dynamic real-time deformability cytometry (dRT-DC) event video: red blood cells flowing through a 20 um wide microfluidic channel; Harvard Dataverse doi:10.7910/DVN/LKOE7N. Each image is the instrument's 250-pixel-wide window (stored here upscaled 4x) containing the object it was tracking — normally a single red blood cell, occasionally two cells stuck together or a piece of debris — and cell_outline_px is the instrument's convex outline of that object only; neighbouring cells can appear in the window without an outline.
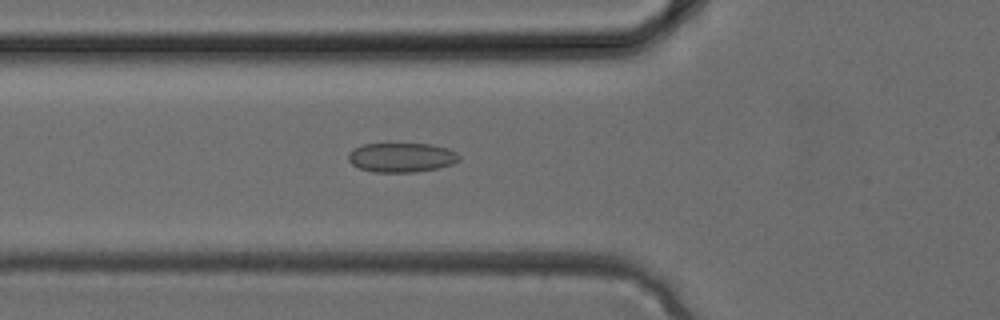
{"species": "common noctule bat (a hibernating species)", "species_latin": "Nyctalus noctula", "temperature_condition": "cold", "stored_images_in_passage": 31, "camera_frame_rate_fps": 3000, "um_per_image_px": 0.085, "animal": {"sex": "female", "body_mass_g": 24.6, "forearm_length_mm": 56.2}, "frame": {"image": 1, "passage_image": 12, "time_ms": 3.667, "image_size_px": [1000, 320], "cell_outline_px": [[460, 160], [452, 164], [436, 168], [416, 172], [372, 172], [360, 168], [352, 164], [348, 160], [348, 152], [352, 148], [364, 144], [432, 144], [448, 148], [456, 152], [460, 156]], "centroid_in_image_um": [34.12, 13.38], "position_along_channel_um": 91.7, "area_um2": 19.07}}
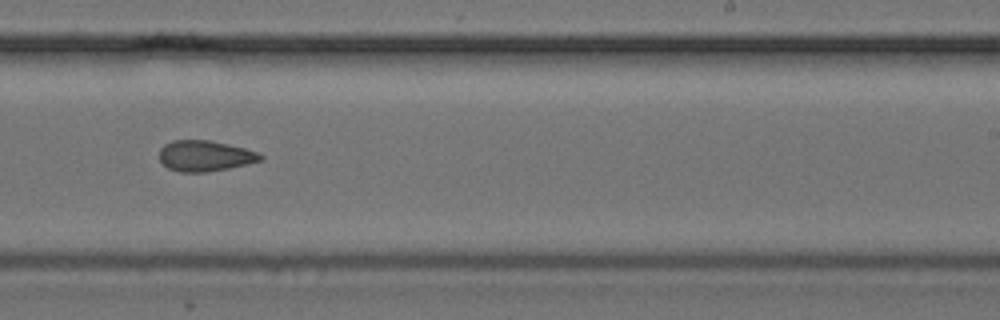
{"frame": {"image": 2, "passage_image": 21, "time_ms": 6.667, "image_size_px": [1000, 320], "cell_outline_px": [[264, 160], [228, 168], [204, 172], [180, 172], [168, 168], [160, 160], [160, 148], [164, 144], [172, 140], [208, 140], [228, 144], [244, 148], [256, 152], [264, 156]], "centroid_in_image_um": [17.41, 13.24], "position_along_channel_um": 271.6, "area_um2": 18.03}}
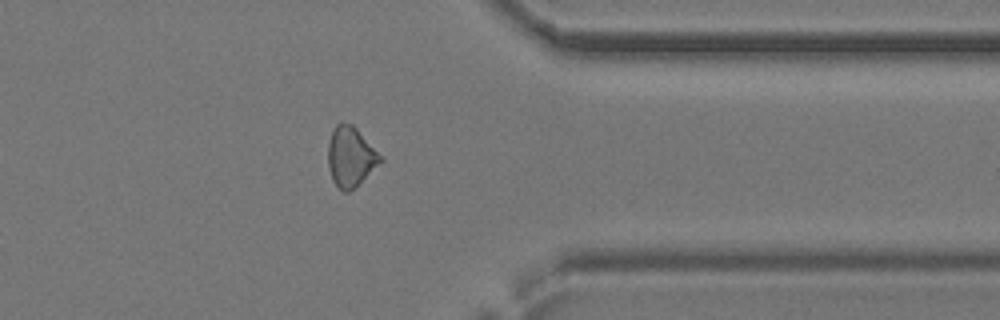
{"frame": {"image": 3, "passage_image": 27, "time_ms": 8.667, "image_size_px": [1000, 320], "cell_outline_px": [[384, 160], [348, 192], [344, 192], [332, 180], [328, 168], [328, 144], [332, 132], [336, 124], [340, 120], [352, 124], [356, 128]], "centroid_in_image_um": [29.77, 13.29], "position_along_channel_um": 381.6, "area_um2": 17.92}}